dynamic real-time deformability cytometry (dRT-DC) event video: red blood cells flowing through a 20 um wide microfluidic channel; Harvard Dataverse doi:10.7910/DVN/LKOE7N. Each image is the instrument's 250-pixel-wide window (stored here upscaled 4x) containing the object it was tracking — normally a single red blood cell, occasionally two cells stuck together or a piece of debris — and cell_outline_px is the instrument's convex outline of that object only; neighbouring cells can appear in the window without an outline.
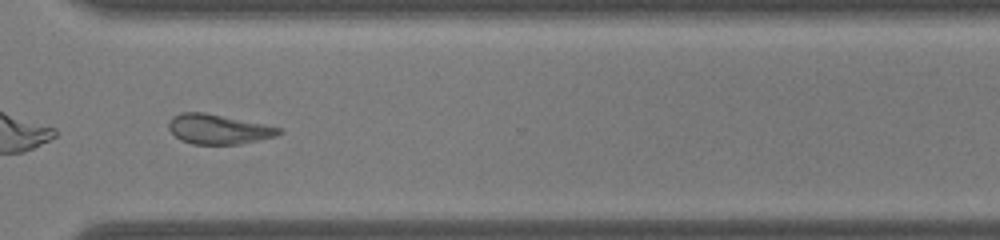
{"species": "common noctule bat (a hibernating species)", "species_latin": "Nyctalus noctula", "temperature_condition": "warm", "stored_images_in_passage": 37, "camera_frame_rate_fps": 3000, "um_per_image_px": 0.085, "animal": {"sex": "male", "body_mass_g": 19.0, "forearm_length_mm": 50.8}, "frame": {"image": 1, "passage_image": 27, "time_ms": 8.667, "image_size_px": [1000, 240], "cell_outline_px": [[284, 132], [276, 136], [240, 144], [192, 144], [180, 140], [168, 128], [168, 124], [172, 116], [180, 112], [204, 112], [264, 124], [280, 128]], "centroid_in_image_um": [18.54, 10.98], "position_along_channel_um": 352.1, "area_um2": 19.07}}